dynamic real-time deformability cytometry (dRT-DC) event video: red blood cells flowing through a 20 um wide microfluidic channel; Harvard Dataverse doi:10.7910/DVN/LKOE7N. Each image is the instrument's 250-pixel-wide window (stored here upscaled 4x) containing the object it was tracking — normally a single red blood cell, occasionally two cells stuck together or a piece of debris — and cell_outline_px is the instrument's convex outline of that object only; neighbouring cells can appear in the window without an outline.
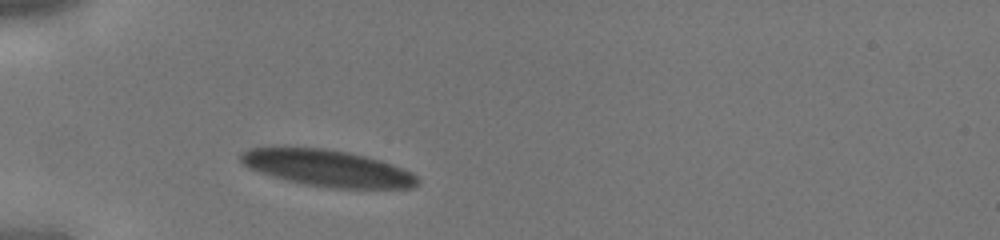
{"species": "human", "species_latin": "Homo sapiens", "temperature_condition": "cold", "stored_images_in_passage": 26, "camera_frame_rate_fps": 3000, "um_per_image_px": 0.085, "donor": {"sex": "male"}, "frame": {"image": 1, "passage_image": 1, "time_ms": 0.0, "image_size_px": [1000, 240], "cell_outline_px": [[416, 184], [412, 188], [336, 188], [304, 184], [288, 180], [260, 172], [244, 164], [240, 160], [240, 152], [252, 148], [284, 144], [324, 148], [348, 152], [380, 160], [392, 164], [412, 172], [416, 176]], "centroid_in_image_um": [27.76, 14.24], "position_along_channel_um": 57.2, "area_um2": 37.97}}
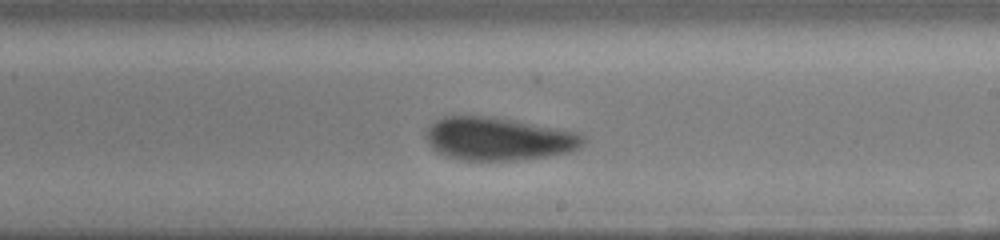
{"frame": {"image": 2, "passage_image": 14, "time_ms": 4.333, "image_size_px": [1000, 240], "cell_outline_px": [[588, 140], [580, 148], [568, 152], [544, 156], [516, 160], [460, 160], [444, 156], [436, 152], [428, 144], [428, 128], [436, 120], [444, 116], [488, 116], [516, 120], [576, 132], [584, 136]], "centroid_in_image_um": [42.38, 11.8], "position_along_channel_um": 246.6, "area_um2": 39.36}}
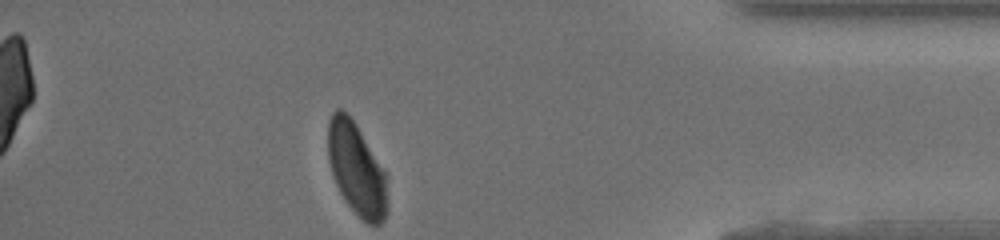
{"frame": {"image": 3, "passage_image": 26, "time_ms": 8.333, "image_size_px": [1000, 240], "cell_outline_px": [[388, 212], [384, 220], [380, 224], [368, 224], [348, 204], [340, 192], [336, 184], [328, 160], [328, 120], [332, 112], [336, 108], [340, 108], [356, 124], [388, 176]], "centroid_in_image_um": [30.34, 14.39], "position_along_channel_um": 404.9, "area_um2": 32.08}}